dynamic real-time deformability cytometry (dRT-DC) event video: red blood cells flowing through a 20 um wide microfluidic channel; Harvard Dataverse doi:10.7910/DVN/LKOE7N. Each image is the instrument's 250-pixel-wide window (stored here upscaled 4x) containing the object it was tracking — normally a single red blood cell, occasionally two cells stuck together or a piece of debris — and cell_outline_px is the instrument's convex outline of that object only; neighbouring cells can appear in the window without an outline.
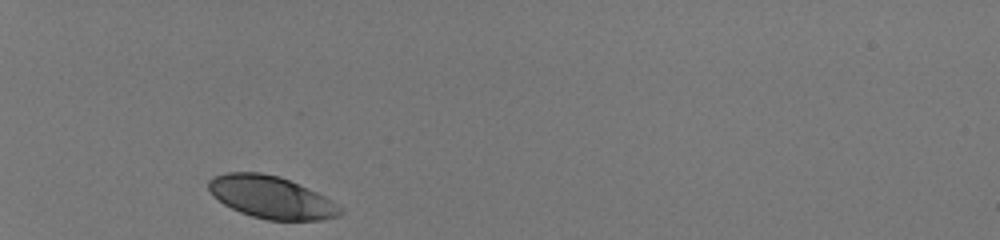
{"species": "human", "species_latin": "Homo sapiens", "temperature_condition": "room temperature", "stored_images_in_passage": 30, "camera_frame_rate_fps": 3000, "um_per_image_px": 0.085, "donor": {"sex": "male"}, "frame": {"image": 1, "passage_image": 1, "time_ms": 0.0, "image_size_px": [1000, 240], "cell_outline_px": [[344, 212], [336, 216], [324, 220], [268, 220], [252, 216], [240, 212], [224, 204], [212, 196], [208, 188], [208, 180], [212, 176], [224, 172], [260, 172], [280, 176], [308, 188], [332, 200], [344, 208]], "centroid_in_image_um": [23.05, 16.76], "position_along_channel_um": 62.0, "area_um2": 32.71}}
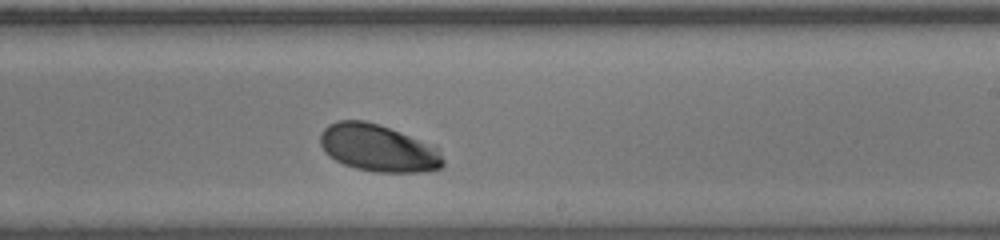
{"frame": {"image": 2, "passage_image": 18, "time_ms": 5.667, "image_size_px": [1000, 240], "cell_outline_px": [[444, 164], [440, 168], [424, 172], [376, 172], [356, 168], [344, 164], [336, 160], [324, 152], [320, 144], [320, 132], [328, 124], [336, 120], [364, 120], [380, 124], [436, 144], [444, 160]], "centroid_in_image_um": [32.18, 12.56], "position_along_channel_um": 256.8, "area_um2": 34.39}}
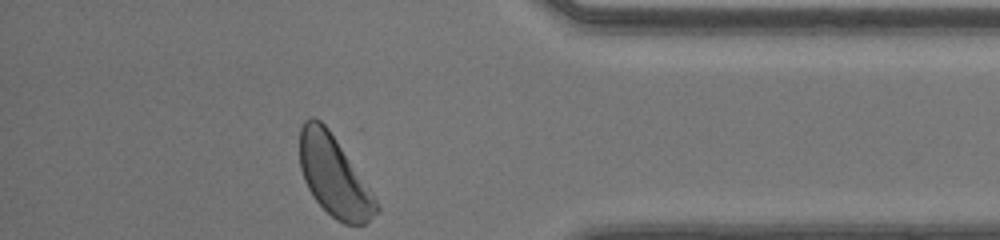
{"frame": {"image": 3, "passage_image": 30, "time_ms": 9.667, "image_size_px": [1000, 240], "cell_outline_px": [[380, 212], [364, 224], [344, 224], [336, 220], [312, 196], [304, 180], [300, 168], [300, 128], [304, 120], [308, 116], [312, 116], [320, 120], [328, 128], [376, 200], [380, 208]], "centroid_in_image_um": [28.36, 14.96], "position_along_channel_um": 406.8, "area_um2": 35.26}, "authors_computed_cell_mechanics": {"area_um2": 33.7263, "velocity_mm_per_s": 4.0591, "shape_relaxation_time_tau1_ms": 1.9789, "shape_relaxation_time_tau2_ms": null, "deformation_change_tau1": 0.1216, "deformation_change_tau2": null}}